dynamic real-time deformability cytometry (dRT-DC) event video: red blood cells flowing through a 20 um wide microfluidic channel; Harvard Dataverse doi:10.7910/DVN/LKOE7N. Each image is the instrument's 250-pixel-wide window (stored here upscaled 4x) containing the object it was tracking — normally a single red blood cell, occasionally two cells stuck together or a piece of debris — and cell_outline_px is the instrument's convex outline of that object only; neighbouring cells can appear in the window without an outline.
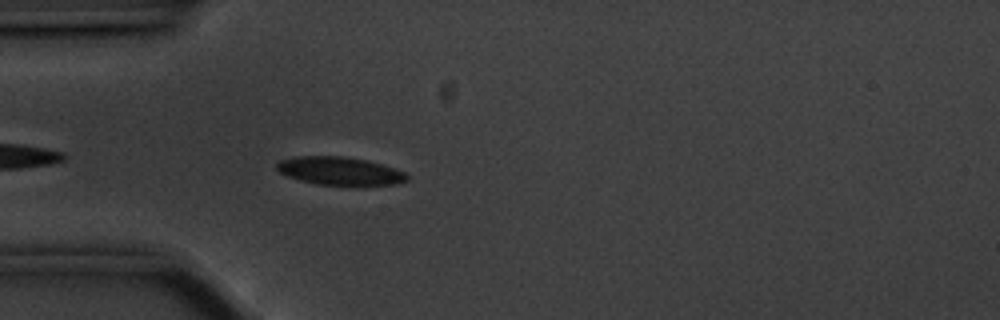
{"species": "common noctule bat (a hibernating species)", "species_latin": "Nyctalus noctula", "temperature_condition": "cold", "stored_images_in_passage": 22, "camera_frame_rate_fps": 3000, "um_per_image_px": 0.085, "animal": {"sex": "male", "body_mass_g": 20.1, "forearm_length_mm": 53.5}, "frame": {"image": 1, "passage_image": 4, "time_ms": 1.0, "image_size_px": [1000, 320], "cell_outline_px": [[408, 180], [396, 184], [356, 188], [316, 184], [300, 180], [288, 176], [280, 172], [276, 168], [276, 164], [280, 160], [292, 156], [340, 156], [364, 160], [384, 164], [404, 172], [408, 176]], "centroid_in_image_um": [28.92, 14.58], "position_along_channel_um": 56.1, "area_um2": 22.14}}
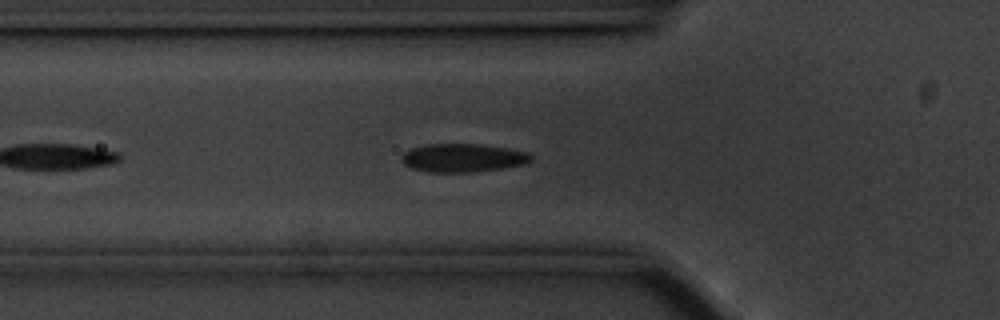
{"frame": {"image": 2, "passage_image": 7, "time_ms": 2.0, "image_size_px": [1000, 320], "cell_outline_px": [[532, 160], [524, 164], [504, 168], [476, 172], [428, 172], [412, 168], [404, 164], [400, 160], [400, 156], [404, 152], [412, 148], [428, 144], [480, 144], [508, 148], [528, 152], [532, 156]], "centroid_in_image_um": [39.34, 13.42], "position_along_channel_um": 86.5, "area_um2": 21.56}}